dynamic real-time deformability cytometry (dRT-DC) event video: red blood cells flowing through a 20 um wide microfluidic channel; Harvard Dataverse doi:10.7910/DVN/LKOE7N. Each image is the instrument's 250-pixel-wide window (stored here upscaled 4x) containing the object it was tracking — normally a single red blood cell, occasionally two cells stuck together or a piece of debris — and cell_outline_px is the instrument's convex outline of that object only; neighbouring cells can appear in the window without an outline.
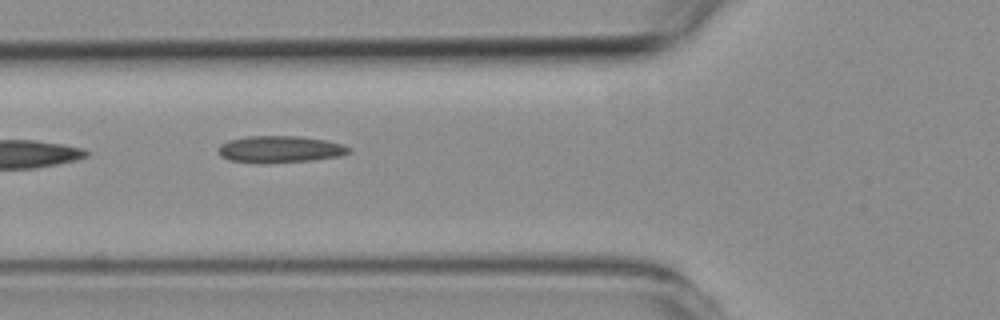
{"species": "common noctule bat (a hibernating species)", "species_latin": "Nyctalus noctula", "temperature_condition": "room temperature", "stored_images_in_passage": 7, "camera_frame_rate_fps": 3000, "um_per_image_px": 0.085, "animal": {"sex": "female", "body_mass_g": 19.3, "forearm_length_mm": 54.1}, "frame": {"image": 1, "passage_image": 5, "time_ms": 5.667, "image_size_px": [1000, 320], "cell_outline_px": [[352, 152], [340, 156], [312, 160], [264, 164], [228, 160], [220, 156], [220, 144], [228, 140], [248, 136], [300, 136], [324, 140], [344, 144], [352, 148]], "centroid_in_image_um": [23.83, 12.69], "position_along_channel_um": 102.0, "area_um2": 20.63}}
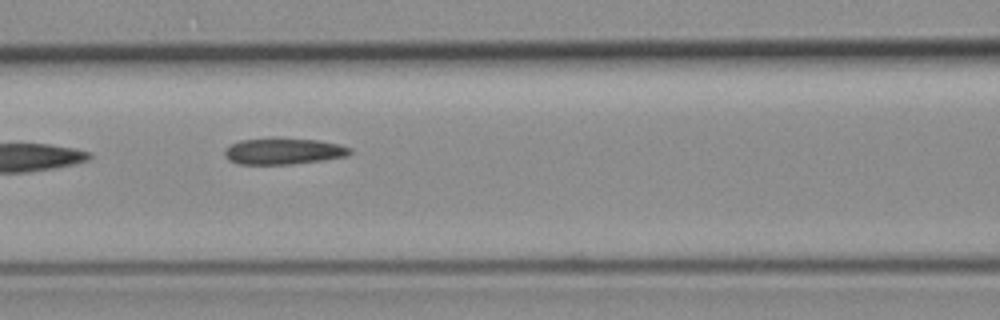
{"frame": {"image": 2, "passage_image": 6, "time_ms": 6.667, "image_size_px": [1000, 320], "cell_outline_px": [[352, 152], [348, 156], [292, 164], [240, 164], [228, 160], [224, 156], [224, 152], [232, 144], [240, 140], [316, 140], [340, 144], [352, 148]], "centroid_in_image_um": [24.13, 12.89], "position_along_channel_um": 142.5, "area_um2": 18.5}}
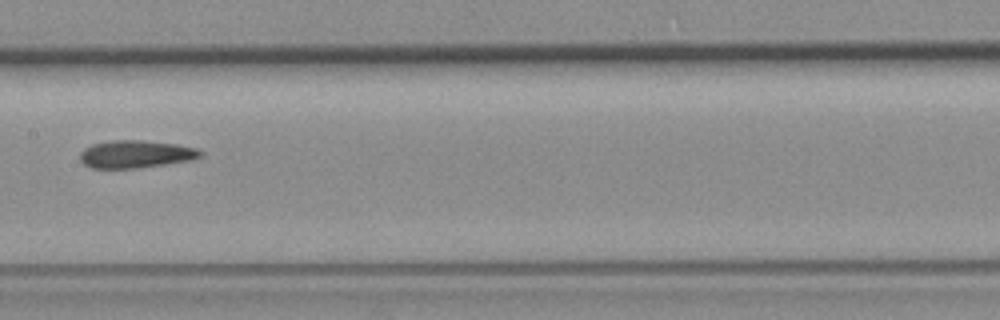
{"frame": {"image": 3, "passage_image": 7, "time_ms": 8.0, "image_size_px": [1000, 320], "cell_outline_px": [[204, 156], [192, 160], [136, 168], [92, 168], [84, 164], [80, 160], [80, 152], [84, 148], [92, 144], [112, 140], [140, 140], [176, 144], [196, 148], [204, 152]], "centroid_in_image_um": [11.55, 13.1], "position_along_channel_um": 195.8, "area_um2": 19.42}}